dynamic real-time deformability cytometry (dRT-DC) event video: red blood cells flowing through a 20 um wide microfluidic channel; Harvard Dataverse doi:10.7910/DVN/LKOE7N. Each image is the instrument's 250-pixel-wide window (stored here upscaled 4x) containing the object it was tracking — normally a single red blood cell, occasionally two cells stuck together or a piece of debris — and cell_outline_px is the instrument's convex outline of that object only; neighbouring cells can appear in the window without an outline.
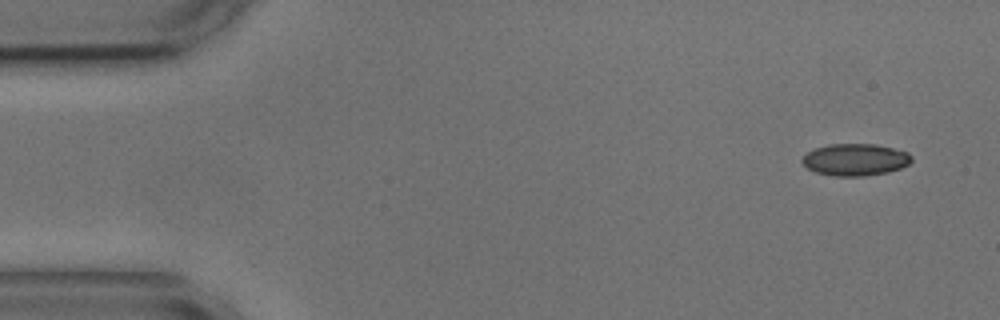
{"species": "common noctule bat (a hibernating species)", "species_latin": "Nyctalus noctula", "temperature_condition": "cold", "stored_images_in_passage": 5, "camera_frame_rate_fps": 3000, "um_per_image_px": 0.085, "animal": {"sex": "male", "body_mass_g": 17.9, "forearm_length_mm": 54.2}, "frame": {"image": 1, "passage_image": 1, "time_ms": 0.0, "image_size_px": [1000, 320], "cell_outline_px": [[912, 160], [908, 164], [900, 168], [888, 172], [864, 176], [832, 176], [816, 172], [808, 168], [800, 160], [808, 152], [816, 148], [828, 144], [876, 144], [908, 152], [912, 156]], "centroid_in_image_um": [72.7, 13.57], "position_along_channel_um": 12.3, "area_um2": 20.35}}
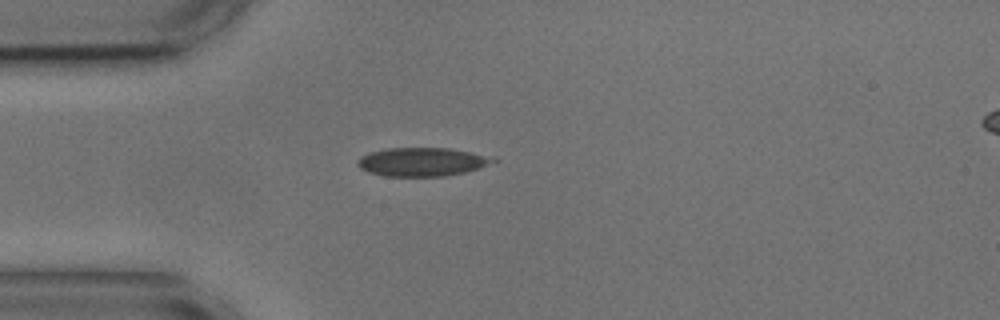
{"frame": {"image": 2, "passage_image": 4, "time_ms": 3.667, "image_size_px": [1000, 320], "cell_outline_px": [[500, 160], [480, 168], [468, 172], [444, 176], [384, 176], [368, 172], [360, 168], [356, 164], [356, 160], [360, 156], [368, 152], [388, 148], [448, 148], [496, 156]], "centroid_in_image_um": [35.92, 13.75], "position_along_channel_um": 49.1, "area_um2": 23.06}}